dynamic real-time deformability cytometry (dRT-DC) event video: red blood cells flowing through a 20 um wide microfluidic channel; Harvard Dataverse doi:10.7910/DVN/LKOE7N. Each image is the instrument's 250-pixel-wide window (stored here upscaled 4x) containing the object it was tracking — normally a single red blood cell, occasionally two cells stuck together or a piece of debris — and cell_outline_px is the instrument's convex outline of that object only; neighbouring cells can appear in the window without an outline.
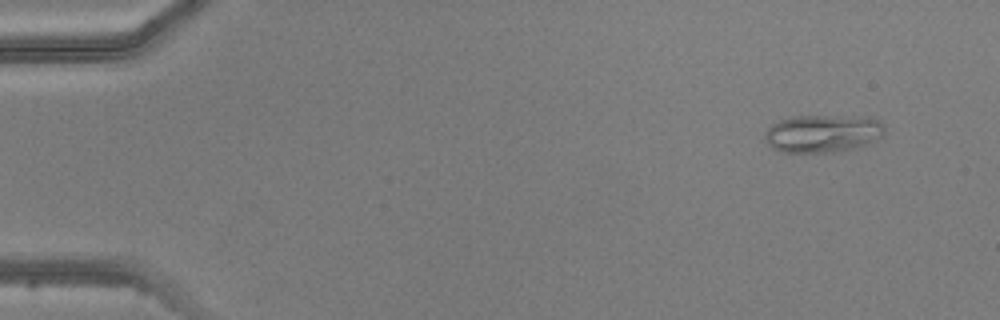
{"species": "common noctule bat (a hibernating species)", "species_latin": "Nyctalus noctula", "temperature_condition": "warm", "stored_images_in_passage": 4, "camera_frame_rate_fps": 3000, "um_per_image_px": 0.085, "animal": {"sex": "male", "body_mass_g": 20.5, "forearm_length_mm": 52.5}, "frame": {"image": 1, "passage_image": 1, "time_ms": 0.0, "image_size_px": [1000, 320], "cell_outline_px": [[884, 136], [856, 148], [832, 152], [780, 152], [772, 148], [768, 144], [764, 136], [764, 132], [772, 124], [780, 120], [792, 116], [872, 116], [880, 120], [884, 124]], "centroid_in_image_um": [69.96, 11.33], "position_along_channel_um": 15.0, "area_um2": 26.7}}